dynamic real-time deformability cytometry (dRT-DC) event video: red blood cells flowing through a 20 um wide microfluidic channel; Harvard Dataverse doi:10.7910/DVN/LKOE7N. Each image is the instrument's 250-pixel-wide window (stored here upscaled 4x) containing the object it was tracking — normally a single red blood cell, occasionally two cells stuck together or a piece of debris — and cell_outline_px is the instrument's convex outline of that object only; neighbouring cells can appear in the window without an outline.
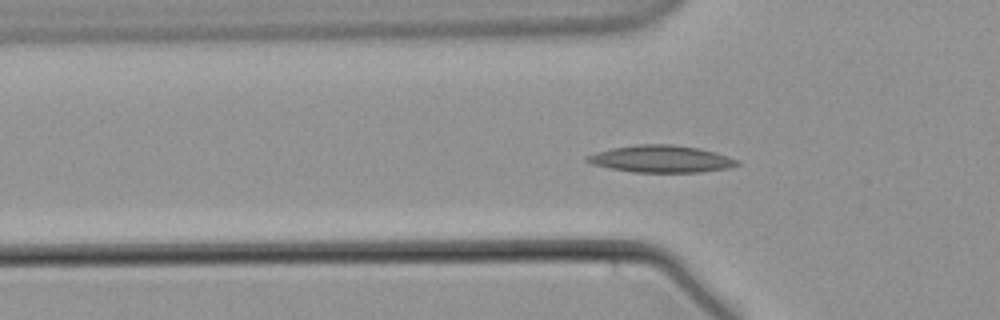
{"species": "common noctule bat (a hibernating species)", "species_latin": "Nyctalus noctula", "temperature_condition": "warm", "stored_images_in_passage": 58, "camera_frame_rate_fps": 3000, "um_per_image_px": 0.085, "animal": {"sex": "male", "body_mass_g": 21.5, "forearm_length_mm": 52.0}, "frame": {"image": 1, "passage_image": 19, "time_ms": 6.0, "image_size_px": [1000, 320], "cell_outline_px": [[740, 164], [728, 168], [700, 172], [632, 172], [592, 164], [584, 160], [584, 156], [596, 152], [612, 148], [636, 144], [672, 144], [700, 148], [716, 152], [728, 156], [736, 160]], "centroid_in_image_um": [56.17, 13.5], "position_along_channel_um": 69.6, "area_um2": 23.7}}
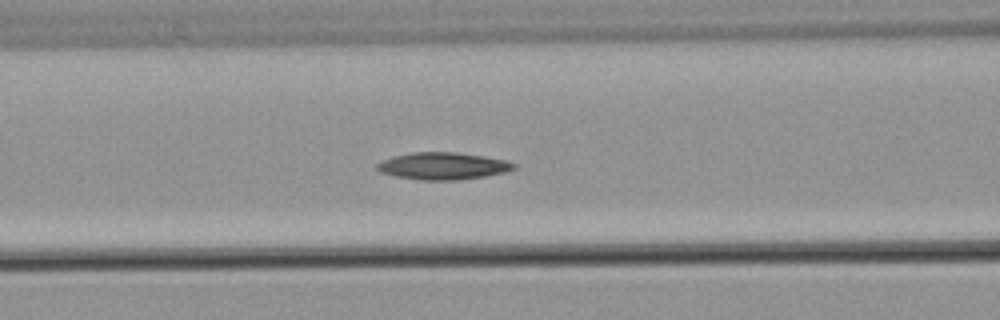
{"frame": {"image": 2, "passage_image": 24, "time_ms": 7.667, "image_size_px": [1000, 320], "cell_outline_px": [[516, 168], [504, 172], [484, 176], [456, 180], [420, 180], [396, 176], [380, 172], [376, 168], [376, 164], [384, 160], [396, 156], [412, 152], [456, 152], [484, 156], [508, 160], [516, 164]], "centroid_in_image_um": [37.67, 14.1], "position_along_channel_um": 128.9, "area_um2": 21.5}}
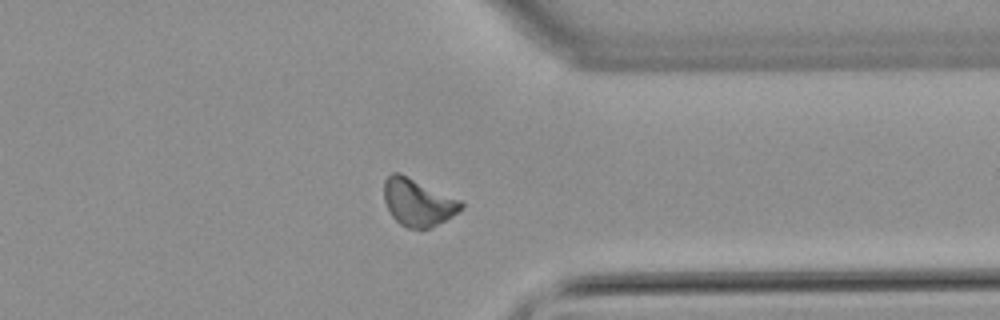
{"frame": {"image": 3, "passage_image": 45, "time_ms": 14.667, "image_size_px": [1000, 320], "cell_outline_px": [[464, 208], [432, 228], [408, 228], [400, 224], [392, 216], [384, 200], [384, 180], [392, 172], [400, 172], [464, 200]], "centroid_in_image_um": [35.56, 17.17], "position_along_channel_um": 375.8, "area_um2": 21.62}}